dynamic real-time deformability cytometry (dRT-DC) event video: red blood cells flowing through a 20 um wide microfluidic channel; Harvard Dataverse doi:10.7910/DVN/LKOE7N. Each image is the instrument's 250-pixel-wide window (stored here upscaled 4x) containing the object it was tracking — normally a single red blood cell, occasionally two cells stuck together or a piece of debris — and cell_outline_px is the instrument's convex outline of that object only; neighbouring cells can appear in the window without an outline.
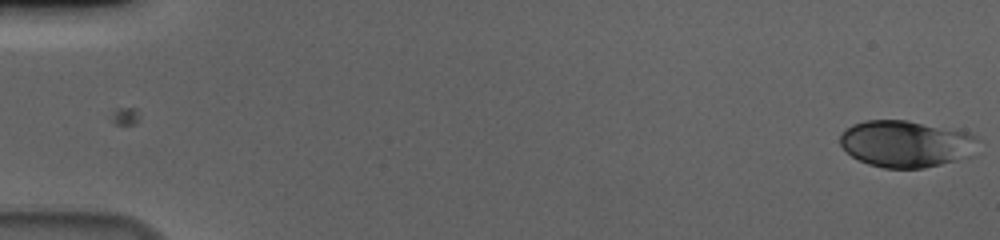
{"species": "human", "species_latin": "Homo sapiens", "temperature_condition": "cold", "stored_images_in_passage": 57, "camera_frame_rate_fps": 3000, "um_per_image_px": 0.085, "donor": {"sex": "male"}, "frame": {"image": 1, "passage_image": 1, "time_ms": 0.0, "image_size_px": [1000, 240], "cell_outline_px": [[980, 140], [972, 156], [924, 168], [884, 168], [868, 164], [852, 156], [840, 144], [840, 132], [852, 124], [864, 120], [908, 120], [968, 132], [976, 136]], "centroid_in_image_um": [77.02, 12.21], "position_along_channel_um": 8.0, "area_um2": 37.8}}
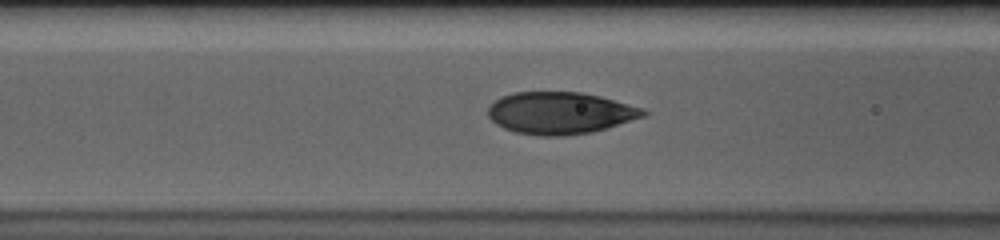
{"frame": {"image": 2, "passage_image": 24, "time_ms": 7.667, "image_size_px": [1000, 240], "cell_outline_px": [[648, 112], [644, 116], [608, 128], [592, 132], [564, 136], [540, 136], [516, 132], [504, 128], [496, 124], [488, 116], [488, 108], [496, 100], [512, 92], [580, 92], [600, 96], [644, 108]], "centroid_in_image_um": [47.62, 9.61], "position_along_channel_um": 119.0, "area_um2": 37.97}}
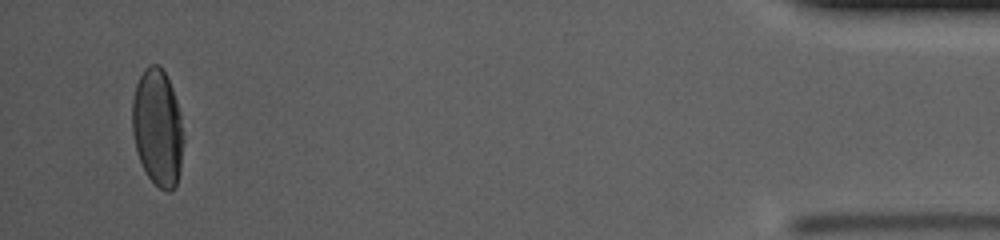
{"frame": {"image": 3, "passage_image": 55, "time_ms": 18.0, "image_size_px": [1000, 240], "cell_outline_px": [[184, 140], [180, 168], [176, 184], [168, 192], [160, 188], [148, 176], [140, 160], [136, 148], [132, 132], [132, 100], [136, 84], [144, 68], [148, 64], [160, 64], [172, 88], [180, 112], [184, 136]], "centroid_in_image_um": [13.39, 10.81], "position_along_channel_um": 421.8, "area_um2": 34.91}, "authors_computed_cell_mechanics": {"area_um2": 37.8012, "velocity_mm_per_s": 3.648, "shape_relaxation_time_tau1_ms": 5.1147, "shape_relaxation_time_tau2_ms": null, "deformation_change_tau1": 0.1784, "deformation_change_tau2": null}}